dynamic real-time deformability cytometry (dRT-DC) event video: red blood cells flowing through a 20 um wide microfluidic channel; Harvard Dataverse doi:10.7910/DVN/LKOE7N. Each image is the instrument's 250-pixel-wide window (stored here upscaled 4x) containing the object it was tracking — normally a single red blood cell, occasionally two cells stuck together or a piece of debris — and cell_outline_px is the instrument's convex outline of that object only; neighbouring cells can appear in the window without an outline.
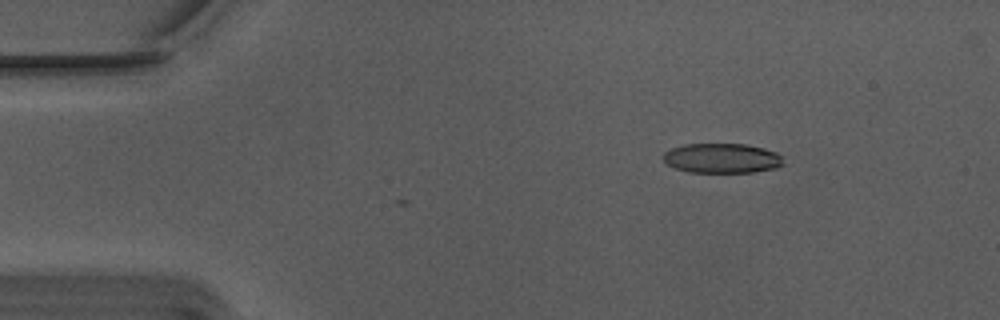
{"species": "Egyptian fruit bat (a non-hibernating species)", "species_latin": "Rousettus aegyptiacus", "temperature_condition": "warm", "stored_images_in_passage": 2, "camera_frame_rate_fps": 3000, "um_per_image_px": 0.085, "animal": {"sex": "male"}, "frame": {"image": 1, "passage_image": 2, "time_ms": 0.333, "image_size_px": [1000, 320], "cell_outline_px": [[784, 164], [776, 168], [752, 172], [688, 172], [676, 168], [668, 164], [664, 160], [664, 152], [672, 148], [684, 144], [744, 144], [764, 148], [776, 152], [780, 156]], "centroid_in_image_um": [61.37, 13.45], "position_along_channel_um": 23.6, "area_um2": 20.69}}